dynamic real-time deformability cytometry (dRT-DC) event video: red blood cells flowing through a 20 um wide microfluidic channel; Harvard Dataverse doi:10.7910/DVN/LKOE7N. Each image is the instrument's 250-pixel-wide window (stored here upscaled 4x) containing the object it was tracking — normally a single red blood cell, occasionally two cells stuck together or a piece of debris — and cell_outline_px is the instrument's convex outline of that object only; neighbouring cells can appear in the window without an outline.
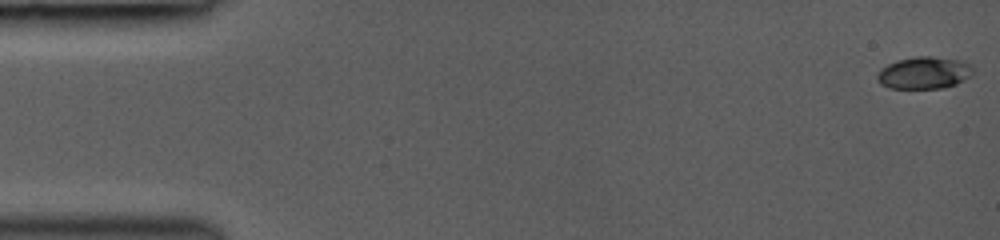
{"species": "common noctule bat (a hibernating species)", "species_latin": "Nyctalus noctula", "temperature_condition": "room temperature", "stored_images_in_passage": 45, "camera_frame_rate_fps": 3000, "um_per_image_px": 0.085, "animal": {"sex": "female", "body_mass_g": 19.0, "forearm_length_mm": 53.3}, "frame": {"image": 1, "passage_image": 1, "time_ms": 0.0, "image_size_px": [1000, 240], "cell_outline_px": [[972, 76], [956, 84], [944, 88], [888, 88], [880, 84], [876, 76], [880, 68], [896, 60], [916, 56], [932, 56], [960, 60], [972, 64]], "centroid_in_image_um": [78.55, 6.18], "position_along_channel_um": 6.5, "area_um2": 18.15}}
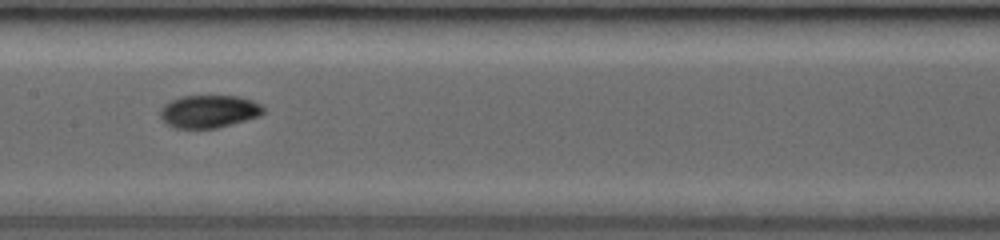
{"frame": {"image": 2, "passage_image": 24, "time_ms": 7.667, "image_size_px": [1000, 240], "cell_outline_px": [[264, 112], [260, 116], [216, 128], [176, 128], [168, 124], [160, 116], [160, 108], [164, 104], [180, 96], [236, 96], [252, 100], [260, 104], [264, 108]], "centroid_in_image_um": [17.76, 9.46], "position_along_channel_um": 189.6, "area_um2": 19.54}}
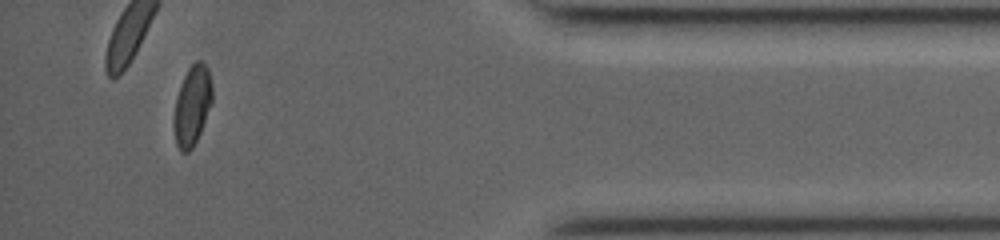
{"frame": {"image": 3, "passage_image": 42, "time_ms": 13.667, "image_size_px": [1000, 240], "cell_outline_px": [[212, 104], [200, 132], [192, 148], [188, 152], [180, 152], [176, 144], [172, 120], [176, 100], [180, 84], [188, 68], [196, 60], [200, 60], [208, 68], [212, 84]], "centroid_in_image_um": [16.33, 8.97], "position_along_channel_um": 418.9, "area_um2": 17.98}, "authors_computed_cell_mechanics": {"area_um2": 18.6694, "velocity_mm_per_s": 4.3431, "shape_relaxation_time_tau1_ms": 5.9146, "shape_relaxation_time_tau2_ms": 1.4966, "deformation_change_tau1": 0.1667, "deformation_change_tau2": 0.0385}}